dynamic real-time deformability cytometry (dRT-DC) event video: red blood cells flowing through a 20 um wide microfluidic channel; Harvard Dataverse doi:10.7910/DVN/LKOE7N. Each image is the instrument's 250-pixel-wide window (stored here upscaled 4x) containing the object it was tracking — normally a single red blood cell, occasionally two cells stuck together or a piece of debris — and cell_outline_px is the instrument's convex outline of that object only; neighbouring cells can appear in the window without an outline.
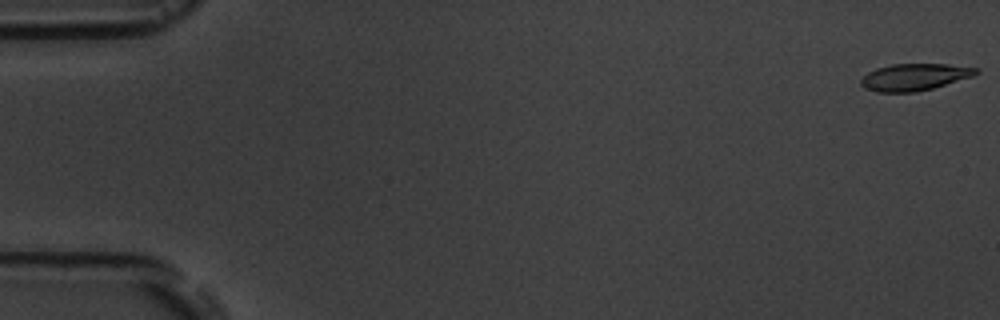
{"species": "common noctule bat (a hibernating species)", "species_latin": "Nyctalus noctula", "temperature_condition": "room temperature", "stored_images_in_passage": 6, "camera_frame_rate_fps": 3000, "um_per_image_px": 0.085, "animal": {"sex": "male", "body_mass_g": 19.5, "forearm_length_mm": 54.6}, "frame": {"image": 1, "passage_image": 1, "time_ms": 0.0, "image_size_px": [1000, 320], "cell_outline_px": [[980, 72], [972, 76], [932, 88], [916, 92], [876, 92], [864, 88], [860, 84], [860, 80], [868, 72], [876, 68], [892, 64], [948, 64], [980, 68]], "centroid_in_image_um": [77.72, 6.54], "position_along_channel_um": 7.3, "area_um2": 18.03}}